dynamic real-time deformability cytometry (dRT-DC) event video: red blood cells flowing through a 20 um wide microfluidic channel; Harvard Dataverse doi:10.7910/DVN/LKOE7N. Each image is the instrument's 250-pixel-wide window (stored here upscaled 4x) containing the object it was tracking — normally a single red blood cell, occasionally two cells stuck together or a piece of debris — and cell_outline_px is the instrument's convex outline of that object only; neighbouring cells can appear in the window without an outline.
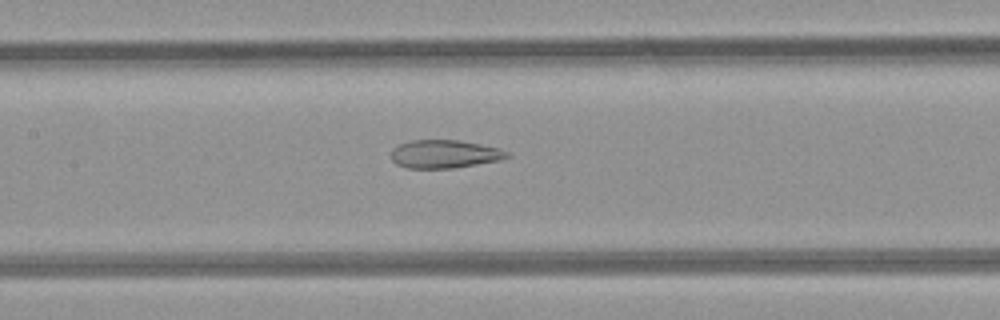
{"species": "common noctule bat (a hibernating species)", "species_latin": "Nyctalus noctula", "temperature_condition": "room temperature", "stored_images_in_passage": 34, "camera_frame_rate_fps": 3000, "um_per_image_px": 0.085, "animal": {"sex": "female", "body_mass_g": 21.9}, "frame": {"image": 1, "passage_image": 17, "time_ms": 5.333, "image_size_px": [1000, 320], "cell_outline_px": [[512, 156], [500, 160], [452, 168], [408, 168], [396, 164], [392, 160], [392, 148], [400, 144], [412, 140], [460, 140], [500, 148], [508, 152]], "centroid_in_image_um": [37.8, 13.09], "position_along_channel_um": 169.6, "area_um2": 19.02}}
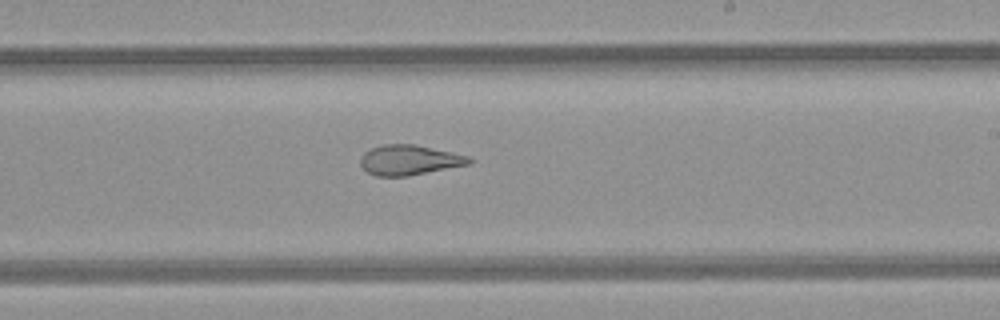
{"frame": {"image": 2, "passage_image": 23, "time_ms": 7.333, "image_size_px": [1000, 320], "cell_outline_px": [[472, 164], [408, 176], [376, 176], [368, 172], [360, 164], [360, 156], [364, 152], [380, 144], [416, 144], [468, 156], [472, 160]], "centroid_in_image_um": [34.79, 13.6], "position_along_channel_um": 254.2, "area_um2": 19.13}}
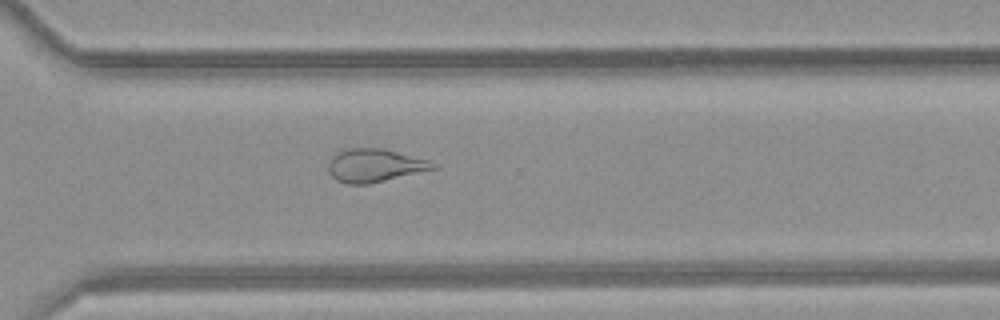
{"frame": {"image": 3, "passage_image": 29, "time_ms": 9.333, "image_size_px": [1000, 320], "cell_outline_px": [[440, 168], [368, 184], [348, 184], [336, 180], [328, 172], [328, 164], [332, 156], [336, 152], [348, 148], [384, 148], [428, 160], [436, 164]], "centroid_in_image_um": [31.85, 14.06], "position_along_channel_um": 338.7, "area_um2": 20.4}}